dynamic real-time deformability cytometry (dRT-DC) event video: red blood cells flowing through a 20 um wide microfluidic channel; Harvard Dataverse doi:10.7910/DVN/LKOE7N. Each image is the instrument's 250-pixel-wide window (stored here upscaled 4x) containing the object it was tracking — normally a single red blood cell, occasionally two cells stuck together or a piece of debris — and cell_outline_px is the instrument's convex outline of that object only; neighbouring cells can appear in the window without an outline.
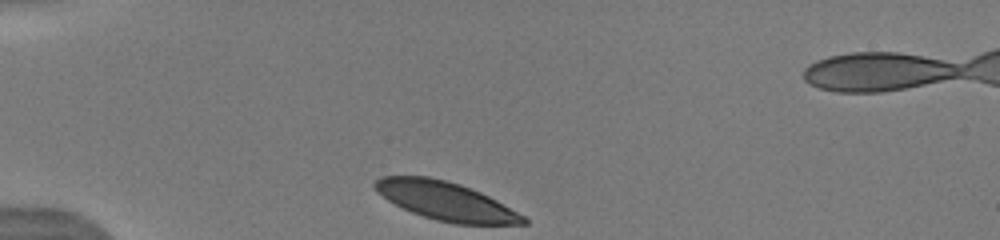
{"species": "human", "species_latin": "Homo sapiens", "temperature_condition": "warm", "stored_images_in_passage": 6, "camera_frame_rate_fps": 3000, "um_per_image_px": 0.085, "donor": {"sex": "male"}, "frame": {"image": 1, "passage_image": 1, "time_ms": 0.0, "image_size_px": [1000, 240], "cell_outline_px": [[528, 224], [456, 224], [436, 220], [412, 212], [388, 200], [376, 192], [372, 184], [380, 176], [428, 176], [460, 184], [480, 192], [496, 200], [524, 216], [528, 220]], "centroid_in_image_um": [37.86, 17.08], "position_along_channel_um": 47.1, "area_um2": 32.95}}